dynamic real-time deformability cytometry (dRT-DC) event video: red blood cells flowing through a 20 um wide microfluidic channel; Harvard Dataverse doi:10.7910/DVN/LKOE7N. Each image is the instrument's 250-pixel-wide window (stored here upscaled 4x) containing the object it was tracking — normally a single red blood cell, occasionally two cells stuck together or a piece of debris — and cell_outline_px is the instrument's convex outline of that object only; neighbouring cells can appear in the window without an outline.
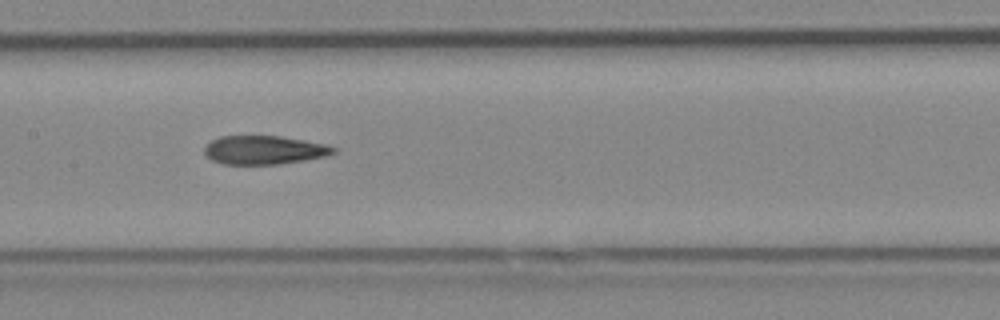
{"species": "Egyptian fruit bat (a non-hibernating species)", "species_latin": "Rousettus aegyptiacus", "temperature_condition": "cold", "stored_images_in_passage": 7, "camera_frame_rate_fps": 3000, "um_per_image_px": 0.085, "animal": {"sex": "female"}, "frame": {"image": 1, "passage_image": 7, "time_ms": 2.0, "image_size_px": [1000, 320], "cell_outline_px": [[340, 148], [336, 152], [328, 156], [280, 164], [224, 164], [212, 160], [204, 152], [204, 148], [212, 140], [220, 136], [280, 136], [328, 144]], "centroid_in_image_um": [22.53, 12.75], "position_along_channel_um": 184.9, "area_um2": 21.68}}